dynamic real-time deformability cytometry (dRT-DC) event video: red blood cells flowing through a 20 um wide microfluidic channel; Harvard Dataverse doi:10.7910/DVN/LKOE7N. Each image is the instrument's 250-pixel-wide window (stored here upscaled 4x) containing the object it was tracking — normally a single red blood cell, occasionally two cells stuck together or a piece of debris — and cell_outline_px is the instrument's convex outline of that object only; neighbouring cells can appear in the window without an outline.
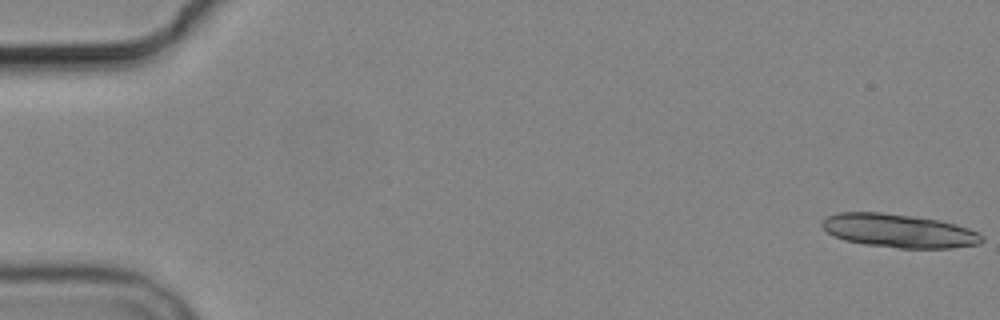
{"species": "common noctule bat (a hibernating species)", "species_latin": "Nyctalus noctula", "temperature_condition": "cold", "stored_images_in_passage": 6, "camera_frame_rate_fps": 3000, "um_per_image_px": 0.085, "animal": {"sex": "male", "body_mass_g": 19.2, "forearm_length_mm": 51.8}, "frame": {"image": 1, "passage_image": 1, "time_ms": 0.0, "image_size_px": [1000, 320], "cell_outline_px": [[984, 240], [980, 244], [952, 248], [900, 248], [864, 244], [844, 240], [832, 236], [820, 224], [820, 220], [828, 216], [840, 212], [880, 212], [912, 216], [940, 220], [956, 224], [980, 232], [984, 236]], "centroid_in_image_um": [76.42, 19.62], "position_along_channel_um": 8.6, "area_um2": 31.5}}
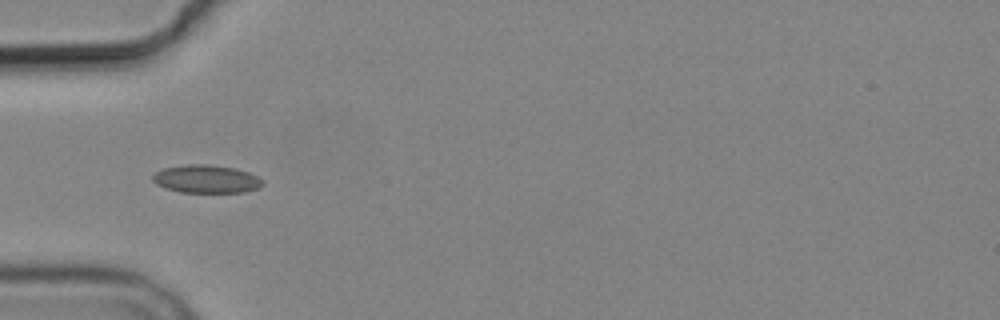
{"frame": {"image": 2, "passage_image": 6, "time_ms": 6.0, "image_size_px": [1000, 320], "cell_outline_px": [[264, 184], [260, 188], [244, 192], [180, 192], [164, 188], [156, 184], [152, 180], [152, 176], [156, 172], [164, 168], [184, 164], [208, 164], [236, 168], [248, 172], [264, 180]], "centroid_in_image_um": [17.54, 15.21], "position_along_channel_um": 67.5, "area_um2": 18.15}}